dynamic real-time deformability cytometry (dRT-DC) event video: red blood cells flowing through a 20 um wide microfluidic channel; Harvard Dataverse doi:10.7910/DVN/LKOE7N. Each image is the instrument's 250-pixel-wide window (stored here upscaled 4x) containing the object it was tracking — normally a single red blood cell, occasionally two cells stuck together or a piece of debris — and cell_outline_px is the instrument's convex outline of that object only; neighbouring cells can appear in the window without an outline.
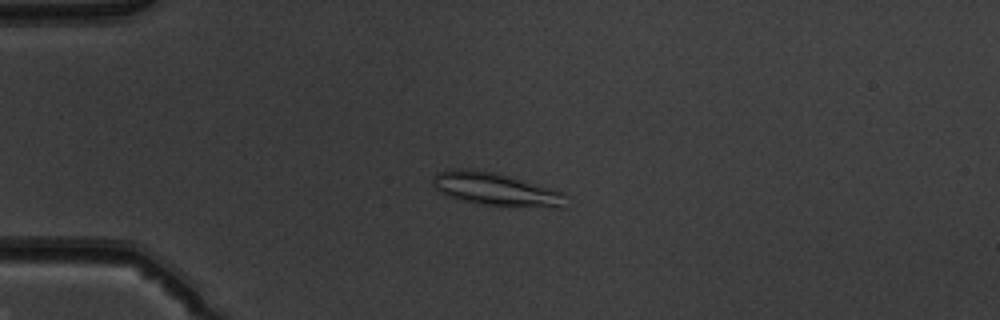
{"species": "common noctule bat (a hibernating species)", "species_latin": "Nyctalus noctula", "temperature_condition": "warm", "stored_images_in_passage": 52, "camera_frame_rate_fps": 3000, "um_per_image_px": 0.085, "animal": {"sex": "male", "body_mass_g": 19.5, "forearm_length_mm": 54.6}, "frame": {"image": 1, "passage_image": 14, "time_ms": 4.333, "image_size_px": [1000, 320], "cell_outline_px": [[568, 192], [564, 208], [556, 208], [484, 204], [464, 200], [448, 196], [440, 192], [432, 184], [432, 180], [436, 172], [448, 168], [468, 168], [496, 172]], "centroid_in_image_um": [42.19, 16.06], "position_along_channel_um": 42.8, "area_um2": 25.95}}
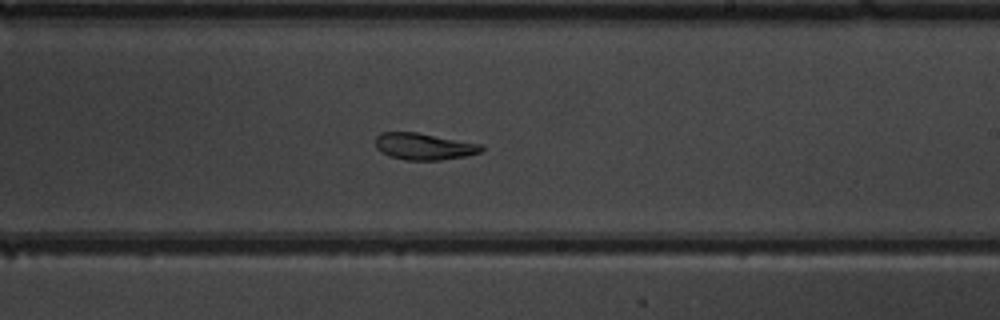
{"frame": {"image": 2, "passage_image": 32, "time_ms": 10.333, "image_size_px": [1000, 320], "cell_outline_px": [[484, 148], [480, 152], [464, 156], [440, 160], [404, 160], [388, 156], [380, 152], [376, 148], [376, 136], [380, 132], [416, 132], [484, 144]], "centroid_in_image_um": [36.02, 12.44], "position_along_channel_um": 253.0, "area_um2": 16.65}}
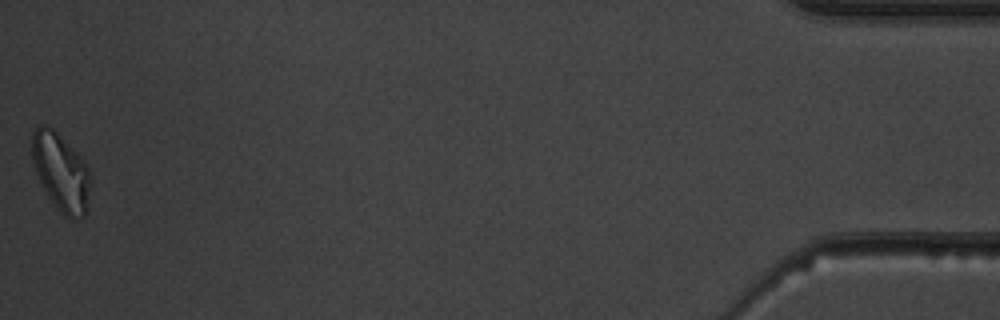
{"frame": {"image": 3, "passage_image": 52, "time_ms": 17.0, "image_size_px": [1000, 320], "cell_outline_px": [[92, 176], [84, 216], [68, 216], [48, 196], [36, 172], [32, 160], [32, 132], [40, 124], [48, 124], [80, 156], [88, 168]], "centroid_in_image_um": [5.17, 14.53], "position_along_channel_um": 430.0, "area_um2": 25.55}, "authors_computed_cell_mechanics": {"area_um2": 20.3456, "velocity_mm_per_s": 3.9973, "shape_relaxation_time_tau1_ms": null, "shape_relaxation_time_tau2_ms": 1.9702, "deformation_change_tau1": null, "deformation_change_tau2": 0.0716}}